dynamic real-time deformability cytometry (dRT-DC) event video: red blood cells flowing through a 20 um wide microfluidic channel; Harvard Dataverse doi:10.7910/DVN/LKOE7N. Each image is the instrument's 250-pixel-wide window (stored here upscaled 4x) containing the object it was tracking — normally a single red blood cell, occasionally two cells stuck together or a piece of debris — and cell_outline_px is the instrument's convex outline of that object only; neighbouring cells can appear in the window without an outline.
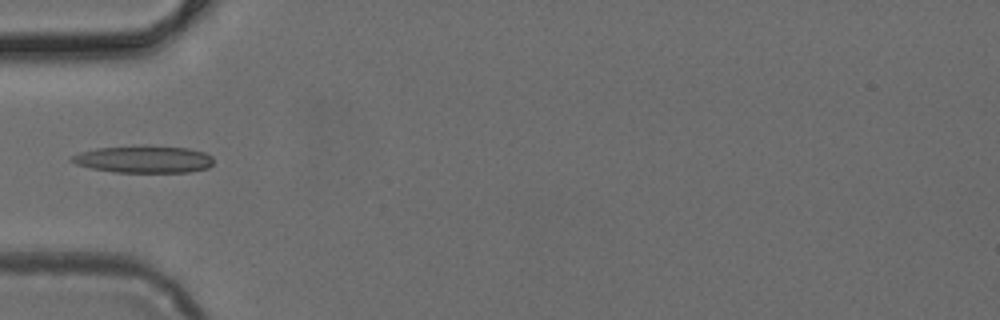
{"species": "common noctule bat (a hibernating species)", "species_latin": "Nyctalus noctula", "temperature_condition": "cold", "stored_images_in_passage": 5, "camera_frame_rate_fps": 3000, "um_per_image_px": 0.085, "animal": {"sex": "female", "body_mass_g": 24.6, "forearm_length_mm": 56.2}, "frame": {"image": 1, "passage_image": 4, "time_ms": 1.0, "image_size_px": [1000, 320], "cell_outline_px": [[212, 164], [208, 168], [188, 172], [116, 172], [92, 168], [76, 164], [68, 160], [72, 156], [80, 152], [96, 148], [144, 144], [188, 148], [204, 152], [212, 156]], "centroid_in_image_um": [12.21, 13.51], "position_along_channel_um": 72.8, "area_um2": 22.77}}
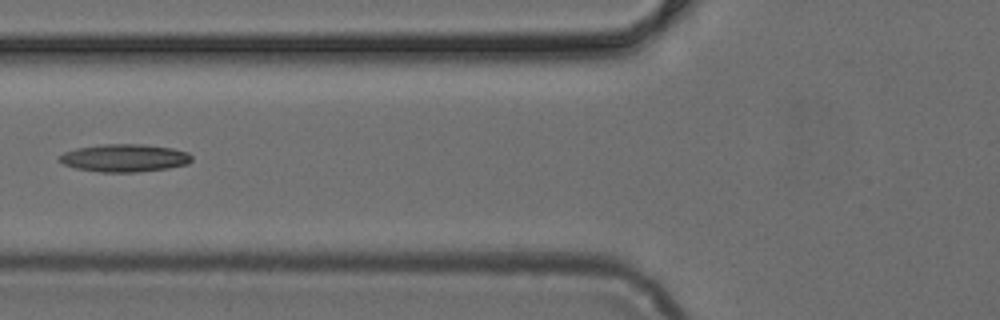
{"frame": {"image": 2, "passage_image": 5, "time_ms": 1.333, "image_size_px": [1000, 320], "cell_outline_px": [[192, 160], [188, 164], [168, 168], [136, 172], [100, 172], [76, 168], [64, 164], [56, 160], [64, 152], [76, 148], [104, 144], [144, 144], [172, 148], [188, 152], [192, 156]], "centroid_in_image_um": [10.59, 13.42], "position_along_channel_um": 115.2, "area_um2": 21.44}}